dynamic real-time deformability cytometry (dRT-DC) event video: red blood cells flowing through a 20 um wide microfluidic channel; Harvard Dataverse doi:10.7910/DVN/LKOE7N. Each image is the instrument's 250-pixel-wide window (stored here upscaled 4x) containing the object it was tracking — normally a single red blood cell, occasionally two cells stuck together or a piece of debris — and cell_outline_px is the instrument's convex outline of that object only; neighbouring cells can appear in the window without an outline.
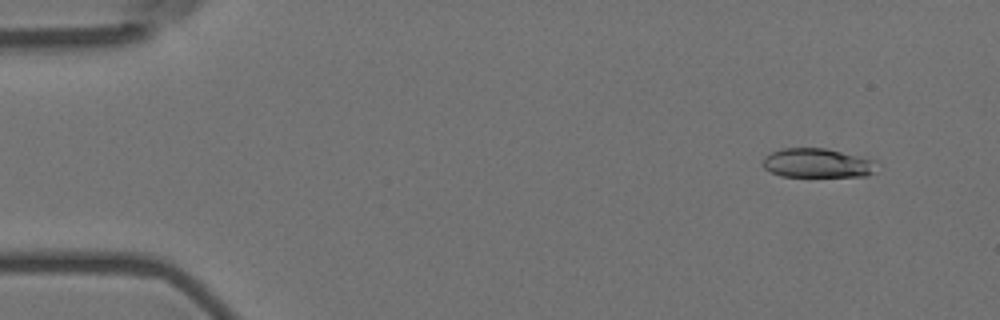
{"species": "Egyptian fruit bat (a non-hibernating species)", "species_latin": "Rousettus aegyptiacus", "temperature_condition": "room temperature", "stored_images_in_passage": 29, "camera_frame_rate_fps": 3000, "um_per_image_px": 0.085, "animal": {"sex": "female"}, "frame": {"image": 1, "passage_image": 5, "time_ms": 1.333, "image_size_px": [1000, 320], "cell_outline_px": [[876, 172], [868, 176], [780, 176], [764, 168], [760, 164], [764, 156], [780, 148], [824, 148], [876, 160]], "centroid_in_image_um": [69.45, 13.86], "position_along_channel_um": 15.5, "area_um2": 19.54}}
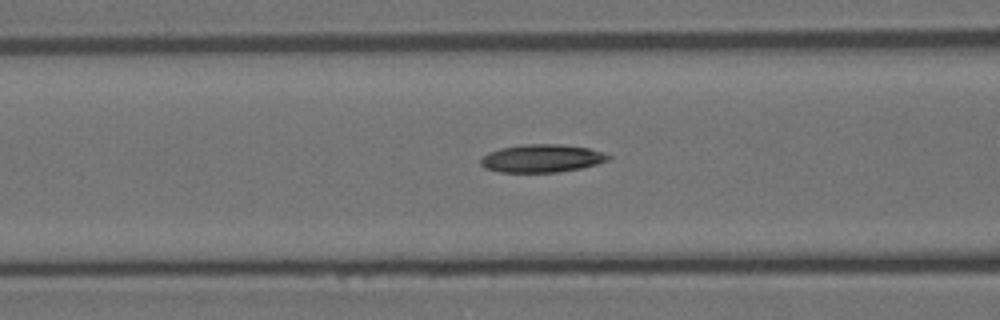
{"frame": {"image": 2, "passage_image": 22, "time_ms": 7.0, "image_size_px": [1000, 320], "cell_outline_px": [[612, 156], [608, 160], [596, 164], [580, 168], [560, 172], [500, 172], [484, 168], [480, 164], [480, 160], [488, 152], [500, 148], [524, 144], [560, 144], [588, 148], [604, 152]], "centroid_in_image_um": [46.05, 13.46], "position_along_channel_um": 120.6, "area_um2": 20.81}}
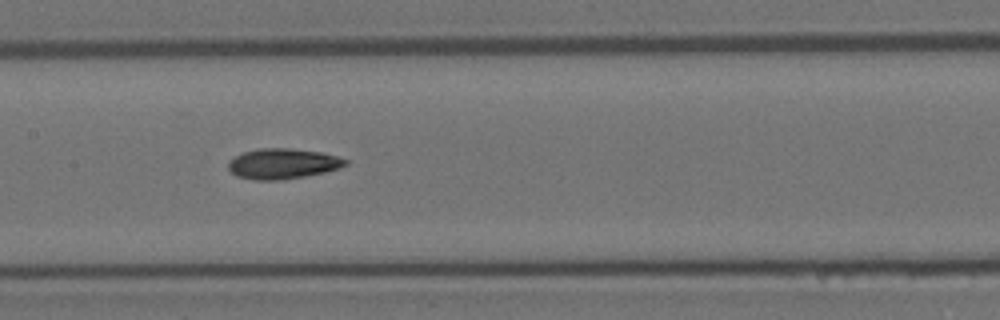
{"frame": {"image": 3, "passage_image": 27, "time_ms": 8.667, "image_size_px": [1000, 320], "cell_outline_px": [[348, 164], [340, 168], [324, 172], [304, 176], [280, 180], [256, 180], [236, 176], [228, 168], [228, 160], [244, 152], [260, 148], [288, 148], [324, 152], [348, 160]], "centroid_in_image_um": [24.04, 13.91], "position_along_channel_um": 183.4, "area_um2": 20.75}}